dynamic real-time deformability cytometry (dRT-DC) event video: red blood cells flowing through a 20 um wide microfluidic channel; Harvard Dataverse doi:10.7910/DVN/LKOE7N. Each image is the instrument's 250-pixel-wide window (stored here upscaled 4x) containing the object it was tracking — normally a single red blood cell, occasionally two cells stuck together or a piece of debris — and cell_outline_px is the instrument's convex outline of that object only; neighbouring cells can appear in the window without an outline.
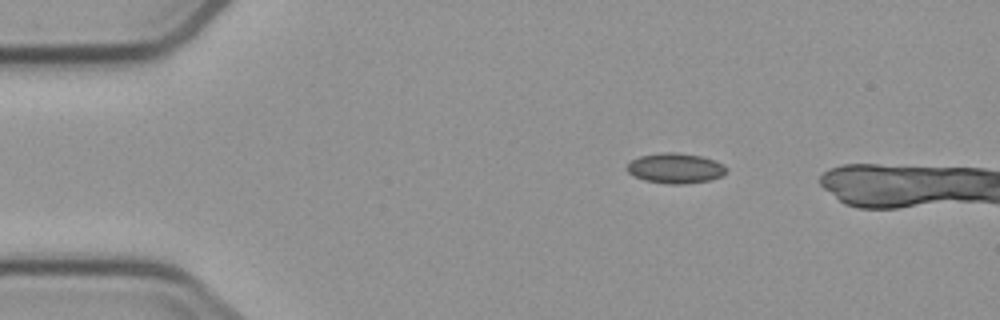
{"species": "common noctule bat (a hibernating species)", "species_latin": "Nyctalus noctula", "temperature_condition": "cold", "stored_images_in_passage": 3, "camera_frame_rate_fps": 3000, "um_per_image_px": 0.085, "animal": {"sex": "male", "body_mass_g": 23.1, "forearm_length_mm": 52.7}, "frame": {"image": 1, "passage_image": 1, "time_ms": 0.0, "image_size_px": [1000, 320], "cell_outline_px": [[728, 172], [712, 180], [684, 184], [668, 184], [644, 180], [628, 172], [624, 168], [632, 160], [640, 156], [664, 152], [676, 152], [700, 156], [716, 160], [724, 164], [728, 168]], "centroid_in_image_um": [57.45, 14.3], "position_along_channel_um": 27.6, "area_um2": 17.63}}